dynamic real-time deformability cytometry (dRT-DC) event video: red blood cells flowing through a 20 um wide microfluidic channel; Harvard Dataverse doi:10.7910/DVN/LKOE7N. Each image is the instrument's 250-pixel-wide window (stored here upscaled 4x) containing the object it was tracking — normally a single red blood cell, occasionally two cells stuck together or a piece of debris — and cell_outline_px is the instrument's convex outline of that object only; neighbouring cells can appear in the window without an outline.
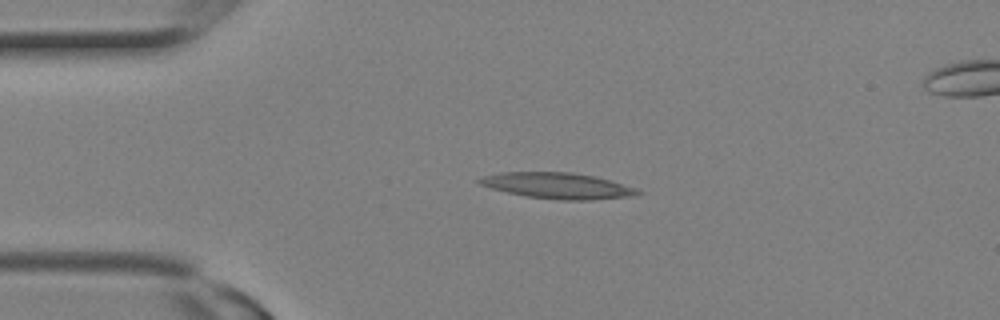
{"species": "Egyptian fruit bat (a non-hibernating species)", "species_latin": "Rousettus aegyptiacus", "temperature_condition": "room temperature", "stored_images_in_passage": 3, "camera_frame_rate_fps": 3000, "um_per_image_px": 0.085, "animal": {"sex": "female"}, "frame": {"image": 1, "passage_image": 2, "time_ms": 0.333, "image_size_px": [1000, 320], "cell_outline_px": [[644, 192], [636, 196], [592, 200], [560, 200], [524, 196], [492, 188], [480, 184], [476, 180], [484, 176], [500, 172], [568, 172], [596, 176], [636, 188]], "centroid_in_image_um": [47.44, 15.79], "position_along_channel_um": 37.6, "area_um2": 23.99}}